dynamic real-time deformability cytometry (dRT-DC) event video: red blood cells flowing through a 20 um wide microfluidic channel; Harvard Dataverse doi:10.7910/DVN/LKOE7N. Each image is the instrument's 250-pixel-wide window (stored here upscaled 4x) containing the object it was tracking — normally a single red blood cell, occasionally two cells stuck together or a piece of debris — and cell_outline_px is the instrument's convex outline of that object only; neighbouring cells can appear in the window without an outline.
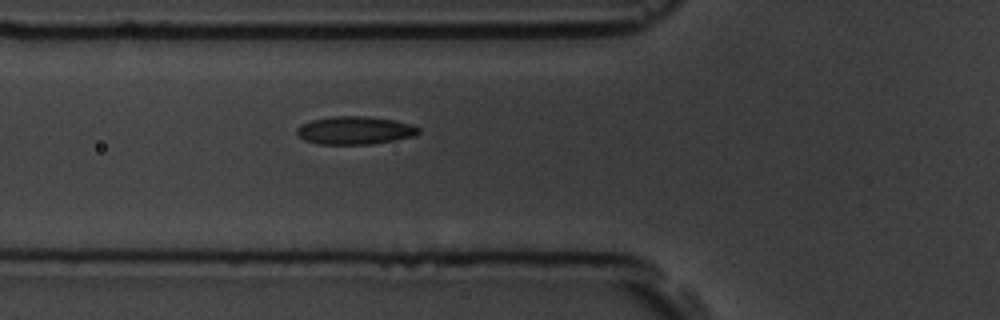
{"species": "common noctule bat (a hibernating species)", "species_latin": "Nyctalus noctula", "temperature_condition": "room temperature", "stored_images_in_passage": 5, "camera_frame_rate_fps": 3000, "um_per_image_px": 0.085, "animal": {"sex": "male", "body_mass_g": 19.5, "forearm_length_mm": 54.6}, "frame": {"image": 1, "passage_image": 5, "time_ms": 5.667, "image_size_px": [1000, 320], "cell_outline_px": [[420, 132], [412, 136], [396, 140], [372, 144], [320, 144], [304, 140], [296, 132], [296, 128], [300, 124], [312, 120], [332, 116], [368, 116], [392, 120], [412, 124], [420, 128]], "centroid_in_image_um": [30.16, 11.08], "position_along_channel_um": 95.6, "area_um2": 19.88}}